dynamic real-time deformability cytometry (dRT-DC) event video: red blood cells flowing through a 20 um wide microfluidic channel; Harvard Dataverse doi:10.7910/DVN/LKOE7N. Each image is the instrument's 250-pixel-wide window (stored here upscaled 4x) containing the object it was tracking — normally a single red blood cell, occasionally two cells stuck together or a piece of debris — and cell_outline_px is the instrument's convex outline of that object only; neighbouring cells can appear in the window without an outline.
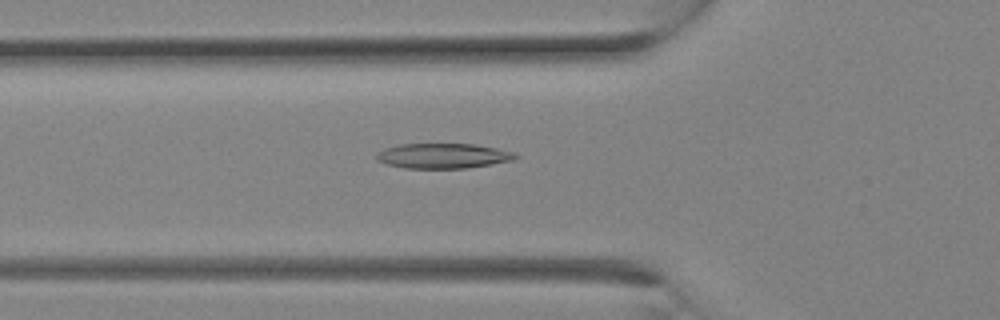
{"species": "Egyptian fruit bat (a non-hibernating species)", "species_latin": "Rousettus aegyptiacus", "temperature_condition": "room temperature", "stored_images_in_passage": 12, "camera_frame_rate_fps": 3000, "um_per_image_px": 0.085, "animal": {"sex": "female"}, "frame": {"image": 1, "passage_image": 10, "time_ms": 3.0, "image_size_px": [1000, 320], "cell_outline_px": [[520, 156], [512, 160], [492, 164], [464, 168], [404, 168], [388, 164], [376, 160], [376, 152], [384, 148], [400, 144], [476, 144], [516, 152]], "centroid_in_image_um": [37.66, 13.24], "position_along_channel_um": 88.1, "area_um2": 20.35}}
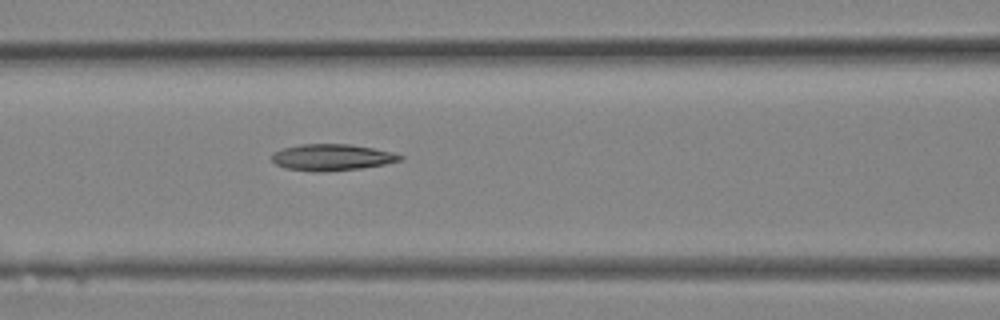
{"frame": {"image": 2, "passage_image": 12, "time_ms": 3.667, "image_size_px": [1000, 320], "cell_outline_px": [[404, 160], [384, 164], [360, 168], [320, 172], [312, 172], [284, 168], [276, 164], [272, 160], [272, 152], [284, 148], [300, 144], [348, 144], [396, 152], [404, 156]], "centroid_in_image_um": [28.22, 13.37], "position_along_channel_um": 138.4, "area_um2": 19.88}}